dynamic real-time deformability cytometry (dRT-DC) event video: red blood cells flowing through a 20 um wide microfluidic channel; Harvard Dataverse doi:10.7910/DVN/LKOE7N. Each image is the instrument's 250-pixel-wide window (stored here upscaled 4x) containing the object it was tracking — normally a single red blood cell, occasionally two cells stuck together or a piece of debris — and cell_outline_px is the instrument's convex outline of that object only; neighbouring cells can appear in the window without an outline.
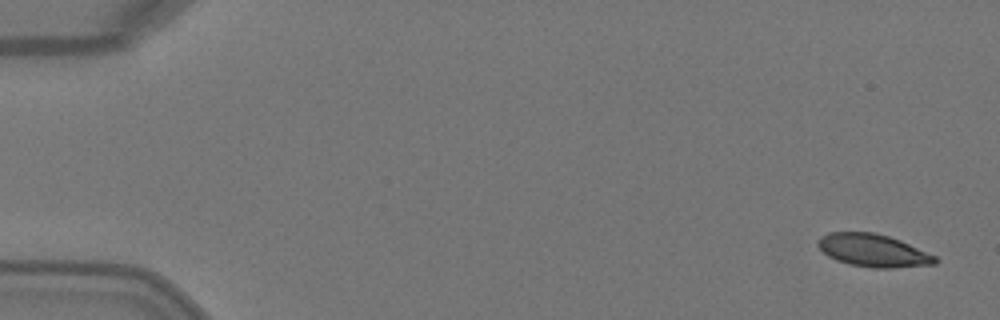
{"species": "Egyptian fruit bat (a non-hibernating species)", "species_latin": "Rousettus aegyptiacus", "temperature_condition": "warm", "stored_images_in_passage": 8, "camera_frame_rate_fps": 3000, "um_per_image_px": 0.085, "animal": {"sex": "female"}, "frame": {"image": 1, "passage_image": 1, "time_ms": 0.0, "image_size_px": [1000, 320], "cell_outline_px": [[940, 260], [936, 264], [892, 268], [872, 268], [848, 264], [836, 260], [828, 256], [816, 244], [820, 236], [828, 232], [872, 232], [888, 236], [900, 240], [936, 256]], "centroid_in_image_um": [74.21, 21.29], "position_along_channel_um": 10.8, "area_um2": 22.43}}
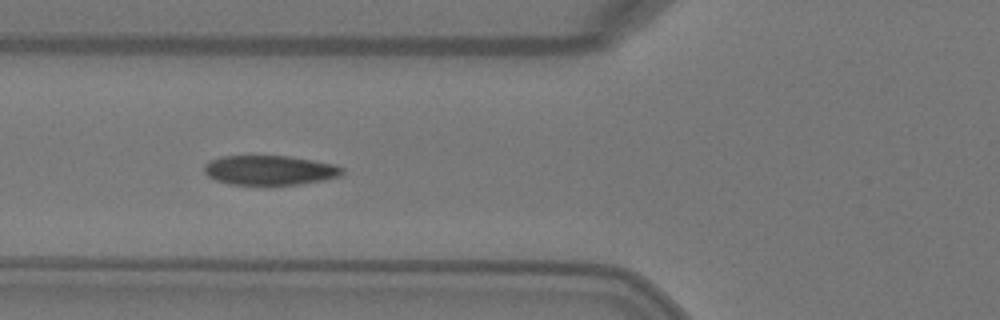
{"frame": {"image": 2, "passage_image": 6, "time_ms": 1.667, "image_size_px": [1000, 320], "cell_outline_px": [[344, 172], [340, 176], [324, 180], [300, 184], [228, 184], [216, 180], [208, 176], [204, 172], [204, 164], [208, 160], [220, 156], [288, 156], [312, 160], [332, 164], [344, 168]], "centroid_in_image_um": [22.89, 14.46], "position_along_channel_um": 102.9, "area_um2": 23.76}}
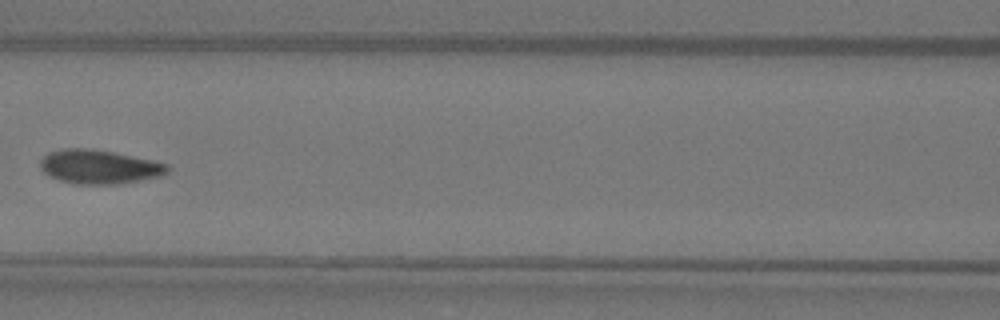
{"frame": {"image": 3, "passage_image": 7, "time_ms": 2.0, "image_size_px": [1000, 320], "cell_outline_px": [[172, 168], [168, 172], [160, 176], [120, 184], [72, 184], [48, 176], [40, 168], [40, 160], [48, 152], [64, 148], [84, 148], [112, 152], [152, 160], [168, 164]], "centroid_in_image_um": [8.42, 14.19], "position_along_channel_um": 158.2, "area_um2": 25.26}}